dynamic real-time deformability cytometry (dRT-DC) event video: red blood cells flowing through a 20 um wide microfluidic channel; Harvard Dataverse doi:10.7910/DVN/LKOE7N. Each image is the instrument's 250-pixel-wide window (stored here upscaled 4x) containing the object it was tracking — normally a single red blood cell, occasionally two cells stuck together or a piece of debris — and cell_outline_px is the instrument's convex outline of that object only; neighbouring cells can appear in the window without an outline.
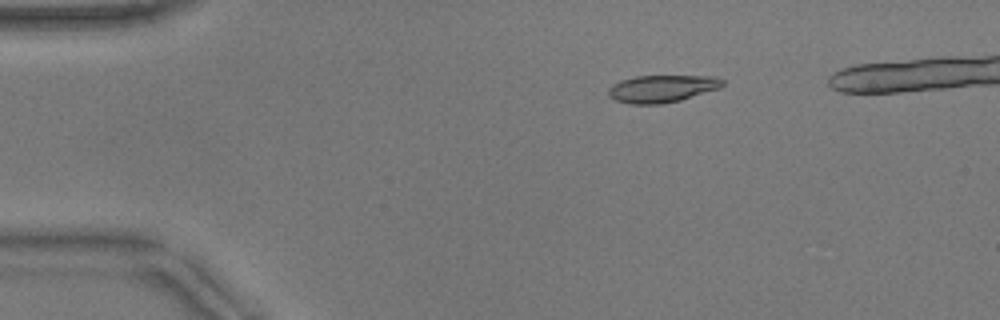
{"species": "common noctule bat (a hibernating species)", "species_latin": "Nyctalus noctula", "temperature_condition": "warm", "stored_images_in_passage": 43, "camera_frame_rate_fps": 3000, "um_per_image_px": 0.085, "animal": {"sex": "male", "body_mass_g": 17.9}, "frame": {"image": 1, "passage_image": 5, "time_ms": 1.333, "image_size_px": [1000, 320], "cell_outline_px": [[724, 84], [720, 88], [680, 100], [660, 104], [628, 104], [616, 100], [608, 96], [608, 88], [612, 84], [620, 80], [636, 76], [716, 76], [724, 80]], "centroid_in_image_um": [56.25, 7.53], "position_along_channel_um": 28.8, "area_um2": 18.26}}
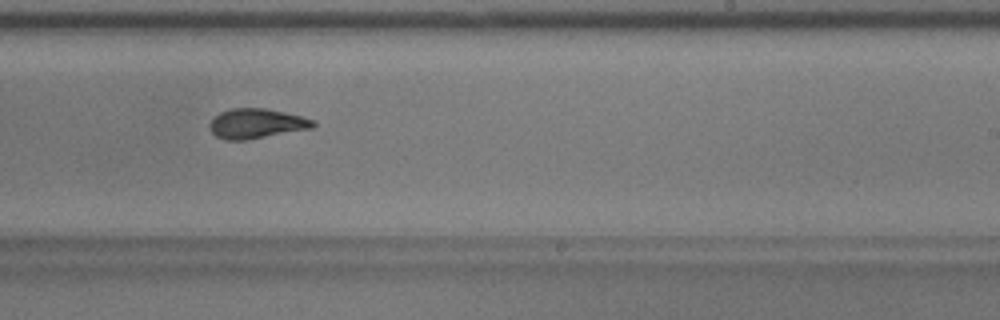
{"frame": {"image": 2, "passage_image": 28, "time_ms": 9.0, "image_size_px": [1000, 320], "cell_outline_px": [[316, 124], [312, 128], [248, 140], [224, 140], [216, 136], [208, 128], [208, 124], [220, 112], [232, 108], [264, 108], [284, 112], [316, 120]], "centroid_in_image_um": [21.79, 10.51], "position_along_channel_um": 267.2, "area_um2": 18.03}}
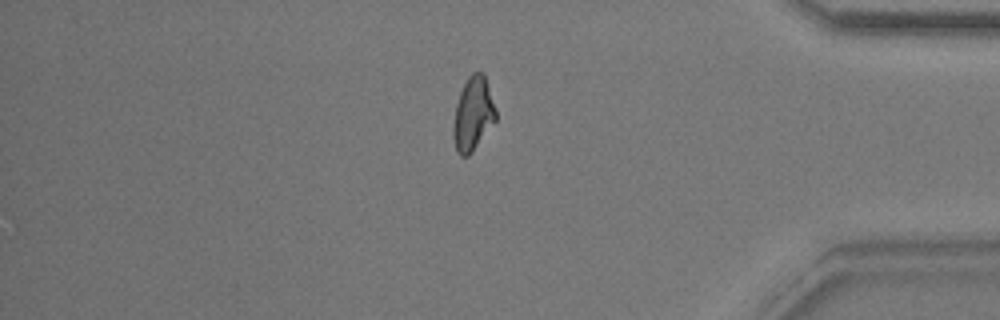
{"frame": {"image": 3, "passage_image": 40, "time_ms": 13.0, "image_size_px": [1000, 320], "cell_outline_px": [[496, 120], [472, 152], [468, 156], [460, 156], [456, 152], [452, 136], [452, 128], [456, 104], [460, 92], [468, 76], [472, 72], [484, 72], [496, 112]], "centroid_in_image_um": [40.18, 9.7], "position_along_channel_um": 395.0, "area_um2": 18.26}, "authors_computed_cell_mechanics": {"area_um2": 18.0336, "velocity_mm_per_s": 3.8746, "shape_relaxation_time_tau1_ms": 5.2177, "shape_relaxation_time_tau2_ms": 2.354, "deformation_change_tau1": 0.1995, "deformation_change_tau2": 0.0616}}